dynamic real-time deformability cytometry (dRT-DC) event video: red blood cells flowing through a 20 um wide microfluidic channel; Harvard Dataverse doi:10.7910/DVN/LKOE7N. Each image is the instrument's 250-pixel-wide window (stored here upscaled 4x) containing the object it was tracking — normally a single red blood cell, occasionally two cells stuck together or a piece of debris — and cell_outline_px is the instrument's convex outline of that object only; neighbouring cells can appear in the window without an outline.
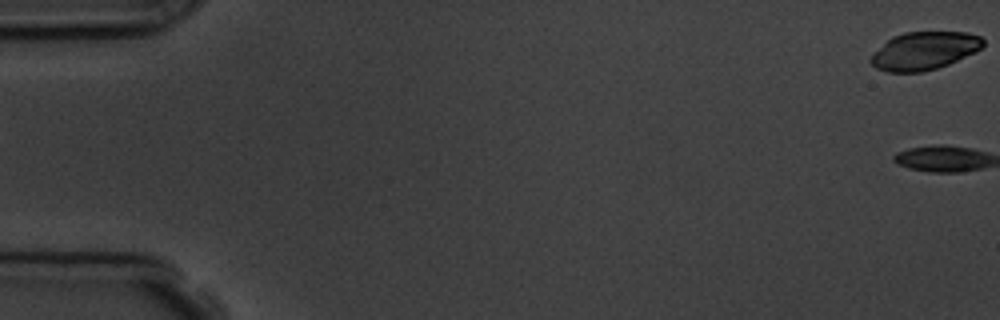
{"species": "common noctule bat (a hibernating species)", "species_latin": "Nyctalus noctula", "temperature_condition": "room temperature", "stored_images_in_passage": 3, "segment_of_instrument_passage": [2, 2], "camera_frame_rate_fps": 3000, "um_per_image_px": 0.085, "animal": {"sex": "male", "body_mass_g": 19.5, "forearm_length_mm": 54.6}, "frame": {"image": 1, "passage_image": 3, "time_ms": 2.333, "image_size_px": [1000, 320], "cell_outline_px": [[984, 44], [976, 52], [948, 64], [936, 68], [920, 72], [888, 72], [876, 68], [868, 60], [892, 36], [904, 32], [968, 32], [980, 36], [984, 40]], "centroid_in_image_um": [78.58, 4.31], "position_along_channel_um": 6.4, "area_um2": 24.62}}